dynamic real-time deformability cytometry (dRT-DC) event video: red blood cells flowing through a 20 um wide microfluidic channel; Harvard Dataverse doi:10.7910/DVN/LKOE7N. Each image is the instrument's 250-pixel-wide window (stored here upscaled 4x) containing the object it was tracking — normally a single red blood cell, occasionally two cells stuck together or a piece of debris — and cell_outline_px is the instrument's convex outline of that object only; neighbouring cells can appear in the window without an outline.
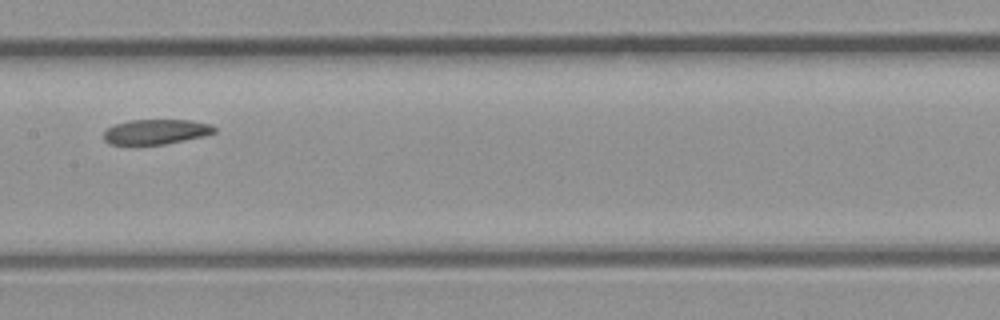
{"species": "common noctule bat (a hibernating species)", "species_latin": "Nyctalus noctula", "temperature_condition": "room temperature", "stored_images_in_passage": 8, "camera_frame_rate_fps": 3000, "um_per_image_px": 0.085, "animal": {"sex": "male", "body_mass_g": 23.1, "forearm_length_mm": 52.7}, "frame": {"image": 1, "passage_image": 8, "time_ms": 2.333, "image_size_px": [1000, 320], "cell_outline_px": [[216, 132], [204, 136], [164, 144], [108, 144], [104, 140], [104, 132], [108, 128], [116, 124], [128, 120], [192, 120], [212, 124], [216, 128]], "centroid_in_image_um": [13.29, 11.19], "position_along_channel_um": 194.1, "area_um2": 16.07}}